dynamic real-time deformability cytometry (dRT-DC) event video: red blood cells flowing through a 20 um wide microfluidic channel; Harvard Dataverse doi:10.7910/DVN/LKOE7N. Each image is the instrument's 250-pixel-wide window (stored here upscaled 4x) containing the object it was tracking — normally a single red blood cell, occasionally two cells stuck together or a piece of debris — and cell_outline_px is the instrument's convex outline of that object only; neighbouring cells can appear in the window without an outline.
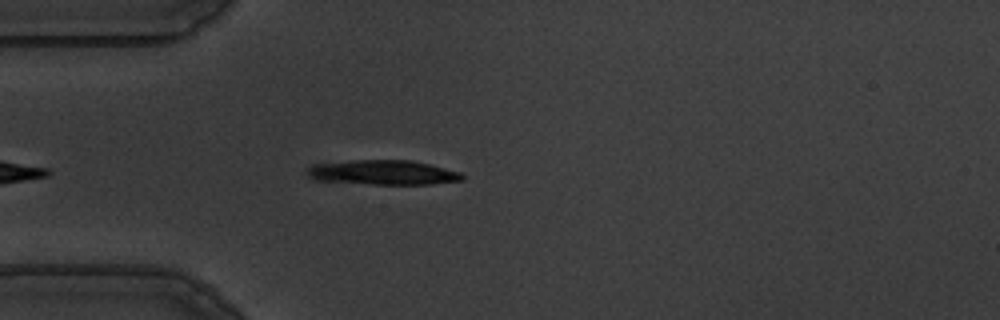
{"species": "common noctule bat (a hibernating species)", "species_latin": "Nyctalus noctula", "temperature_condition": "warm", "stored_images_in_passage": 30, "camera_frame_rate_fps": 3000, "um_per_image_px": 0.085, "animal": {"sex": "male", "body_mass_g": 19.5, "forearm_length_mm": 54.6}, "frame": {"image": 1, "passage_image": 2, "time_ms": 0.333, "image_size_px": [1000, 320], "cell_outline_px": [[464, 180], [432, 184], [372, 184], [312, 180], [304, 172], [312, 164], [352, 160], [412, 160], [460, 172], [464, 176]], "centroid_in_image_um": [32.49, 14.66], "position_along_channel_um": 52.5, "area_um2": 22.43}}
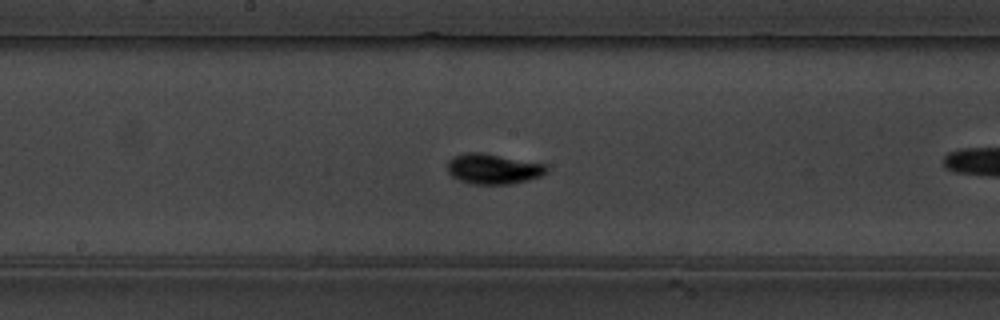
{"frame": {"image": 2, "passage_image": 12, "time_ms": 3.667, "image_size_px": [1000, 320], "cell_outline_px": [[548, 172], [540, 176], [528, 180], [508, 184], [472, 184], [460, 180], [452, 176], [448, 172], [448, 160], [452, 156], [464, 152], [480, 152], [544, 164], [548, 168]], "centroid_in_image_um": [41.89, 14.35], "position_along_channel_um": 206.3, "area_um2": 17.4}}
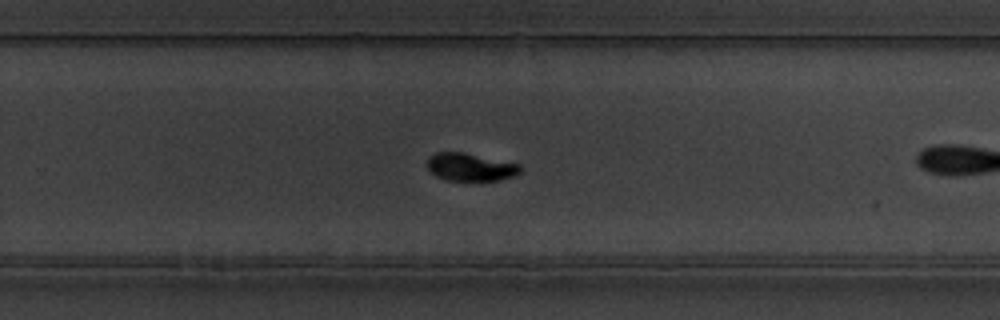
{"frame": {"image": 3, "passage_image": 19, "time_ms": 6.0, "image_size_px": [1000, 320], "cell_outline_px": [[520, 172], [516, 176], [500, 180], [448, 180], [436, 176], [428, 172], [428, 156], [436, 152], [464, 152], [520, 164]], "centroid_in_image_um": [39.97, 14.19], "position_along_channel_um": 289.8, "area_um2": 15.14}}